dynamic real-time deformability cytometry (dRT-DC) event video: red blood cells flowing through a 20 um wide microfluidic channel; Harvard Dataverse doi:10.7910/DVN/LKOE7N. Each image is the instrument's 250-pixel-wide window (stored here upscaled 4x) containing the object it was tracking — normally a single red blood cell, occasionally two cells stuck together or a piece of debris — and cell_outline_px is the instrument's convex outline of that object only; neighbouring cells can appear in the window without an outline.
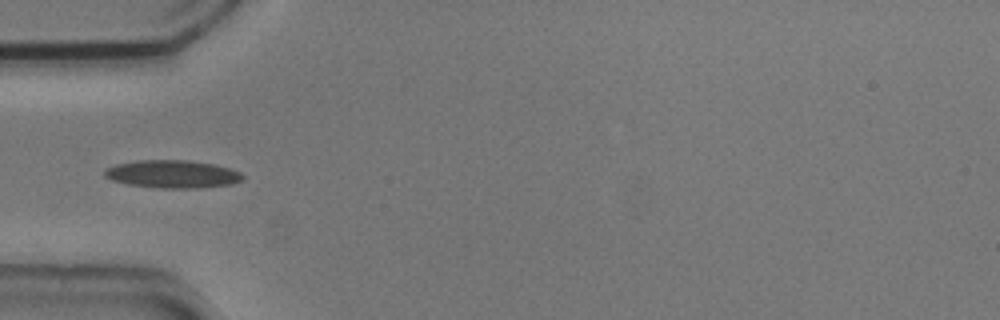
{"species": "common noctule bat (a hibernating species)", "species_latin": "Nyctalus noctula", "temperature_condition": "cold", "stored_images_in_passage": 4, "camera_frame_rate_fps": 3000, "um_per_image_px": 0.085, "animal": {"sex": "male", "body_mass_g": 20.5, "forearm_length_mm": 52.5}, "frame": {"image": 1, "passage_image": 4, "time_ms": 1.0, "image_size_px": [1000, 320], "cell_outline_px": [[244, 180], [232, 184], [200, 188], [160, 188], [128, 184], [112, 180], [104, 176], [104, 168], [116, 164], [136, 160], [188, 160], [212, 164], [228, 168], [240, 172], [244, 176]], "centroid_in_image_um": [14.65, 14.8], "position_along_channel_um": 70.4, "area_um2": 22.48}}